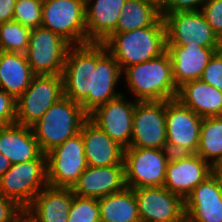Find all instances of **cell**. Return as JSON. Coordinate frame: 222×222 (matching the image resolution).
<instances>
[{
    "label": "cell",
    "instance_id": "obj_1",
    "mask_svg": "<svg viewBox=\"0 0 222 222\" xmlns=\"http://www.w3.org/2000/svg\"><path fill=\"white\" fill-rule=\"evenodd\" d=\"M62 77L64 96L80 104L87 115L123 94L115 91L122 71L104 43L71 45Z\"/></svg>",
    "mask_w": 222,
    "mask_h": 222
},
{
    "label": "cell",
    "instance_id": "obj_2",
    "mask_svg": "<svg viewBox=\"0 0 222 222\" xmlns=\"http://www.w3.org/2000/svg\"><path fill=\"white\" fill-rule=\"evenodd\" d=\"M122 75L136 101L176 99L178 87L173 79L172 61L167 51L154 59L126 67Z\"/></svg>",
    "mask_w": 222,
    "mask_h": 222
},
{
    "label": "cell",
    "instance_id": "obj_3",
    "mask_svg": "<svg viewBox=\"0 0 222 222\" xmlns=\"http://www.w3.org/2000/svg\"><path fill=\"white\" fill-rule=\"evenodd\" d=\"M121 71L126 67L159 57L166 51V27L163 17L154 25L129 32H115L104 42Z\"/></svg>",
    "mask_w": 222,
    "mask_h": 222
},
{
    "label": "cell",
    "instance_id": "obj_4",
    "mask_svg": "<svg viewBox=\"0 0 222 222\" xmlns=\"http://www.w3.org/2000/svg\"><path fill=\"white\" fill-rule=\"evenodd\" d=\"M87 118L80 104L63 96L31 128L41 151L46 154L80 133Z\"/></svg>",
    "mask_w": 222,
    "mask_h": 222
},
{
    "label": "cell",
    "instance_id": "obj_5",
    "mask_svg": "<svg viewBox=\"0 0 222 222\" xmlns=\"http://www.w3.org/2000/svg\"><path fill=\"white\" fill-rule=\"evenodd\" d=\"M47 185L46 160H30L11 164L0 178V193L26 210Z\"/></svg>",
    "mask_w": 222,
    "mask_h": 222
},
{
    "label": "cell",
    "instance_id": "obj_6",
    "mask_svg": "<svg viewBox=\"0 0 222 222\" xmlns=\"http://www.w3.org/2000/svg\"><path fill=\"white\" fill-rule=\"evenodd\" d=\"M171 155L167 149H124L126 186L132 189L163 186Z\"/></svg>",
    "mask_w": 222,
    "mask_h": 222
},
{
    "label": "cell",
    "instance_id": "obj_7",
    "mask_svg": "<svg viewBox=\"0 0 222 222\" xmlns=\"http://www.w3.org/2000/svg\"><path fill=\"white\" fill-rule=\"evenodd\" d=\"M64 96L62 75H35L16 99L15 123L31 127Z\"/></svg>",
    "mask_w": 222,
    "mask_h": 222
},
{
    "label": "cell",
    "instance_id": "obj_8",
    "mask_svg": "<svg viewBox=\"0 0 222 222\" xmlns=\"http://www.w3.org/2000/svg\"><path fill=\"white\" fill-rule=\"evenodd\" d=\"M41 26L71 45L86 44L85 0H43Z\"/></svg>",
    "mask_w": 222,
    "mask_h": 222
},
{
    "label": "cell",
    "instance_id": "obj_9",
    "mask_svg": "<svg viewBox=\"0 0 222 222\" xmlns=\"http://www.w3.org/2000/svg\"><path fill=\"white\" fill-rule=\"evenodd\" d=\"M45 155L47 182L53 187L72 188L88 166L81 133L68 138Z\"/></svg>",
    "mask_w": 222,
    "mask_h": 222
},
{
    "label": "cell",
    "instance_id": "obj_10",
    "mask_svg": "<svg viewBox=\"0 0 222 222\" xmlns=\"http://www.w3.org/2000/svg\"><path fill=\"white\" fill-rule=\"evenodd\" d=\"M166 149L171 154H195L203 118L177 99L165 101Z\"/></svg>",
    "mask_w": 222,
    "mask_h": 222
},
{
    "label": "cell",
    "instance_id": "obj_11",
    "mask_svg": "<svg viewBox=\"0 0 222 222\" xmlns=\"http://www.w3.org/2000/svg\"><path fill=\"white\" fill-rule=\"evenodd\" d=\"M70 46L59 34L40 26L31 29L25 55L35 75H62Z\"/></svg>",
    "mask_w": 222,
    "mask_h": 222
},
{
    "label": "cell",
    "instance_id": "obj_12",
    "mask_svg": "<svg viewBox=\"0 0 222 222\" xmlns=\"http://www.w3.org/2000/svg\"><path fill=\"white\" fill-rule=\"evenodd\" d=\"M166 27V45H201L222 48V41L214 33L202 12L186 11L161 13Z\"/></svg>",
    "mask_w": 222,
    "mask_h": 222
},
{
    "label": "cell",
    "instance_id": "obj_13",
    "mask_svg": "<svg viewBox=\"0 0 222 222\" xmlns=\"http://www.w3.org/2000/svg\"><path fill=\"white\" fill-rule=\"evenodd\" d=\"M165 101H137L130 147L166 149Z\"/></svg>",
    "mask_w": 222,
    "mask_h": 222
},
{
    "label": "cell",
    "instance_id": "obj_14",
    "mask_svg": "<svg viewBox=\"0 0 222 222\" xmlns=\"http://www.w3.org/2000/svg\"><path fill=\"white\" fill-rule=\"evenodd\" d=\"M133 191L141 222H185L184 200L164 186Z\"/></svg>",
    "mask_w": 222,
    "mask_h": 222
},
{
    "label": "cell",
    "instance_id": "obj_15",
    "mask_svg": "<svg viewBox=\"0 0 222 222\" xmlns=\"http://www.w3.org/2000/svg\"><path fill=\"white\" fill-rule=\"evenodd\" d=\"M124 94L99 106L88 118L124 149L130 147L136 100Z\"/></svg>",
    "mask_w": 222,
    "mask_h": 222
},
{
    "label": "cell",
    "instance_id": "obj_16",
    "mask_svg": "<svg viewBox=\"0 0 222 222\" xmlns=\"http://www.w3.org/2000/svg\"><path fill=\"white\" fill-rule=\"evenodd\" d=\"M213 167L195 154H172L167 164L164 187L183 200L209 175Z\"/></svg>",
    "mask_w": 222,
    "mask_h": 222
},
{
    "label": "cell",
    "instance_id": "obj_17",
    "mask_svg": "<svg viewBox=\"0 0 222 222\" xmlns=\"http://www.w3.org/2000/svg\"><path fill=\"white\" fill-rule=\"evenodd\" d=\"M185 222H222V193L211 174L184 200Z\"/></svg>",
    "mask_w": 222,
    "mask_h": 222
},
{
    "label": "cell",
    "instance_id": "obj_18",
    "mask_svg": "<svg viewBox=\"0 0 222 222\" xmlns=\"http://www.w3.org/2000/svg\"><path fill=\"white\" fill-rule=\"evenodd\" d=\"M125 165L87 166L73 185L72 192L80 197L100 199L126 188Z\"/></svg>",
    "mask_w": 222,
    "mask_h": 222
},
{
    "label": "cell",
    "instance_id": "obj_19",
    "mask_svg": "<svg viewBox=\"0 0 222 222\" xmlns=\"http://www.w3.org/2000/svg\"><path fill=\"white\" fill-rule=\"evenodd\" d=\"M85 0L87 43H104L117 28L126 0Z\"/></svg>",
    "mask_w": 222,
    "mask_h": 222
},
{
    "label": "cell",
    "instance_id": "obj_20",
    "mask_svg": "<svg viewBox=\"0 0 222 222\" xmlns=\"http://www.w3.org/2000/svg\"><path fill=\"white\" fill-rule=\"evenodd\" d=\"M222 48H205L201 45H166L172 61L173 79L177 87L201 78L204 68L216 51Z\"/></svg>",
    "mask_w": 222,
    "mask_h": 222
},
{
    "label": "cell",
    "instance_id": "obj_21",
    "mask_svg": "<svg viewBox=\"0 0 222 222\" xmlns=\"http://www.w3.org/2000/svg\"><path fill=\"white\" fill-rule=\"evenodd\" d=\"M88 166L124 164V148L87 118L80 129Z\"/></svg>",
    "mask_w": 222,
    "mask_h": 222
},
{
    "label": "cell",
    "instance_id": "obj_22",
    "mask_svg": "<svg viewBox=\"0 0 222 222\" xmlns=\"http://www.w3.org/2000/svg\"><path fill=\"white\" fill-rule=\"evenodd\" d=\"M0 153L9 159L11 164L46 160L32 128L17 123L0 128Z\"/></svg>",
    "mask_w": 222,
    "mask_h": 222
},
{
    "label": "cell",
    "instance_id": "obj_23",
    "mask_svg": "<svg viewBox=\"0 0 222 222\" xmlns=\"http://www.w3.org/2000/svg\"><path fill=\"white\" fill-rule=\"evenodd\" d=\"M73 201L71 188L47 185L26 209L37 222H67Z\"/></svg>",
    "mask_w": 222,
    "mask_h": 222
},
{
    "label": "cell",
    "instance_id": "obj_24",
    "mask_svg": "<svg viewBox=\"0 0 222 222\" xmlns=\"http://www.w3.org/2000/svg\"><path fill=\"white\" fill-rule=\"evenodd\" d=\"M176 99L201 118L222 116V91L201 79L178 87Z\"/></svg>",
    "mask_w": 222,
    "mask_h": 222
},
{
    "label": "cell",
    "instance_id": "obj_25",
    "mask_svg": "<svg viewBox=\"0 0 222 222\" xmlns=\"http://www.w3.org/2000/svg\"><path fill=\"white\" fill-rule=\"evenodd\" d=\"M34 76L25 54L0 51V89L17 99Z\"/></svg>",
    "mask_w": 222,
    "mask_h": 222
},
{
    "label": "cell",
    "instance_id": "obj_26",
    "mask_svg": "<svg viewBox=\"0 0 222 222\" xmlns=\"http://www.w3.org/2000/svg\"><path fill=\"white\" fill-rule=\"evenodd\" d=\"M101 222H141L132 188L98 199Z\"/></svg>",
    "mask_w": 222,
    "mask_h": 222
},
{
    "label": "cell",
    "instance_id": "obj_27",
    "mask_svg": "<svg viewBox=\"0 0 222 222\" xmlns=\"http://www.w3.org/2000/svg\"><path fill=\"white\" fill-rule=\"evenodd\" d=\"M162 18L160 8L148 0H126L115 32L154 26Z\"/></svg>",
    "mask_w": 222,
    "mask_h": 222
},
{
    "label": "cell",
    "instance_id": "obj_28",
    "mask_svg": "<svg viewBox=\"0 0 222 222\" xmlns=\"http://www.w3.org/2000/svg\"><path fill=\"white\" fill-rule=\"evenodd\" d=\"M196 154L212 167H222V116L203 118Z\"/></svg>",
    "mask_w": 222,
    "mask_h": 222
},
{
    "label": "cell",
    "instance_id": "obj_29",
    "mask_svg": "<svg viewBox=\"0 0 222 222\" xmlns=\"http://www.w3.org/2000/svg\"><path fill=\"white\" fill-rule=\"evenodd\" d=\"M30 31L15 20L0 23V51L25 54L29 47Z\"/></svg>",
    "mask_w": 222,
    "mask_h": 222
},
{
    "label": "cell",
    "instance_id": "obj_30",
    "mask_svg": "<svg viewBox=\"0 0 222 222\" xmlns=\"http://www.w3.org/2000/svg\"><path fill=\"white\" fill-rule=\"evenodd\" d=\"M67 222H101L98 199L73 194Z\"/></svg>",
    "mask_w": 222,
    "mask_h": 222
},
{
    "label": "cell",
    "instance_id": "obj_31",
    "mask_svg": "<svg viewBox=\"0 0 222 222\" xmlns=\"http://www.w3.org/2000/svg\"><path fill=\"white\" fill-rule=\"evenodd\" d=\"M43 0H16L13 20L29 29L38 28L42 24Z\"/></svg>",
    "mask_w": 222,
    "mask_h": 222
},
{
    "label": "cell",
    "instance_id": "obj_32",
    "mask_svg": "<svg viewBox=\"0 0 222 222\" xmlns=\"http://www.w3.org/2000/svg\"><path fill=\"white\" fill-rule=\"evenodd\" d=\"M200 79L222 91V49L211 57Z\"/></svg>",
    "mask_w": 222,
    "mask_h": 222
},
{
    "label": "cell",
    "instance_id": "obj_33",
    "mask_svg": "<svg viewBox=\"0 0 222 222\" xmlns=\"http://www.w3.org/2000/svg\"><path fill=\"white\" fill-rule=\"evenodd\" d=\"M200 11L222 41V0H207Z\"/></svg>",
    "mask_w": 222,
    "mask_h": 222
},
{
    "label": "cell",
    "instance_id": "obj_34",
    "mask_svg": "<svg viewBox=\"0 0 222 222\" xmlns=\"http://www.w3.org/2000/svg\"><path fill=\"white\" fill-rule=\"evenodd\" d=\"M16 121V99L0 89V128Z\"/></svg>",
    "mask_w": 222,
    "mask_h": 222
},
{
    "label": "cell",
    "instance_id": "obj_35",
    "mask_svg": "<svg viewBox=\"0 0 222 222\" xmlns=\"http://www.w3.org/2000/svg\"><path fill=\"white\" fill-rule=\"evenodd\" d=\"M207 0H164L160 13L199 11Z\"/></svg>",
    "mask_w": 222,
    "mask_h": 222
},
{
    "label": "cell",
    "instance_id": "obj_36",
    "mask_svg": "<svg viewBox=\"0 0 222 222\" xmlns=\"http://www.w3.org/2000/svg\"><path fill=\"white\" fill-rule=\"evenodd\" d=\"M23 209L0 193V222H11Z\"/></svg>",
    "mask_w": 222,
    "mask_h": 222
},
{
    "label": "cell",
    "instance_id": "obj_37",
    "mask_svg": "<svg viewBox=\"0 0 222 222\" xmlns=\"http://www.w3.org/2000/svg\"><path fill=\"white\" fill-rule=\"evenodd\" d=\"M16 0H0V23L13 20Z\"/></svg>",
    "mask_w": 222,
    "mask_h": 222
},
{
    "label": "cell",
    "instance_id": "obj_38",
    "mask_svg": "<svg viewBox=\"0 0 222 222\" xmlns=\"http://www.w3.org/2000/svg\"><path fill=\"white\" fill-rule=\"evenodd\" d=\"M11 167L9 159L0 153V178Z\"/></svg>",
    "mask_w": 222,
    "mask_h": 222
},
{
    "label": "cell",
    "instance_id": "obj_39",
    "mask_svg": "<svg viewBox=\"0 0 222 222\" xmlns=\"http://www.w3.org/2000/svg\"><path fill=\"white\" fill-rule=\"evenodd\" d=\"M212 174L216 177L222 193V167H213Z\"/></svg>",
    "mask_w": 222,
    "mask_h": 222
},
{
    "label": "cell",
    "instance_id": "obj_40",
    "mask_svg": "<svg viewBox=\"0 0 222 222\" xmlns=\"http://www.w3.org/2000/svg\"><path fill=\"white\" fill-rule=\"evenodd\" d=\"M23 222H37L26 210H23Z\"/></svg>",
    "mask_w": 222,
    "mask_h": 222
},
{
    "label": "cell",
    "instance_id": "obj_41",
    "mask_svg": "<svg viewBox=\"0 0 222 222\" xmlns=\"http://www.w3.org/2000/svg\"><path fill=\"white\" fill-rule=\"evenodd\" d=\"M152 3H154L156 6H158L159 8L162 7L163 3H164V0H148Z\"/></svg>",
    "mask_w": 222,
    "mask_h": 222
},
{
    "label": "cell",
    "instance_id": "obj_42",
    "mask_svg": "<svg viewBox=\"0 0 222 222\" xmlns=\"http://www.w3.org/2000/svg\"><path fill=\"white\" fill-rule=\"evenodd\" d=\"M11 222H23V211L16 218H14Z\"/></svg>",
    "mask_w": 222,
    "mask_h": 222
}]
</instances>
